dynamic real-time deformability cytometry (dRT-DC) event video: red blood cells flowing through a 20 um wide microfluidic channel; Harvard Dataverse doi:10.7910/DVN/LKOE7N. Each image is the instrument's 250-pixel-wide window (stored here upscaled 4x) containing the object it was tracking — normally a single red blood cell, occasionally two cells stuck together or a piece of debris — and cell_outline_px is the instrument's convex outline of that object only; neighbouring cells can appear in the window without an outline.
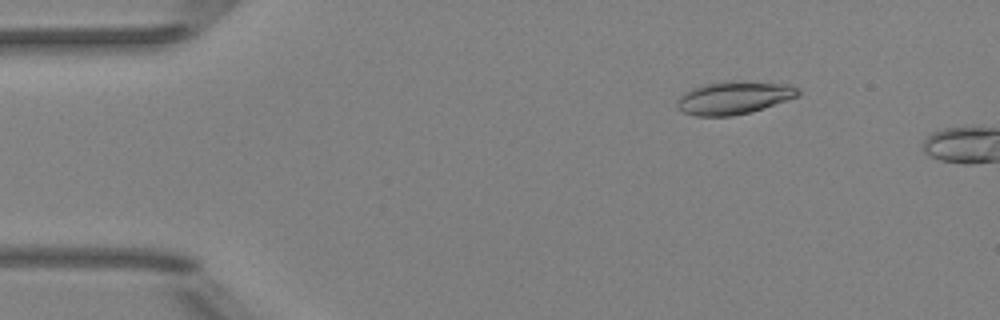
{"species": "Egyptian fruit bat (a non-hibernating species)", "species_latin": "Rousettus aegyptiacus", "temperature_condition": "room temperature", "stored_images_in_passage": 3, "camera_frame_rate_fps": 3000, "um_per_image_px": 0.085, "animal": {"sex": "female"}, "frame": {"image": 1, "passage_image": 2, "time_ms": 2.0, "image_size_px": [1000, 320], "cell_outline_px": [[800, 96], [764, 108], [732, 116], [696, 116], [684, 112], [676, 108], [676, 100], [684, 92], [692, 88], [704, 84], [732, 80], [788, 84], [796, 88], [800, 92]], "centroid_in_image_um": [62.36, 8.3], "position_along_channel_um": 22.6, "area_um2": 23.29}}